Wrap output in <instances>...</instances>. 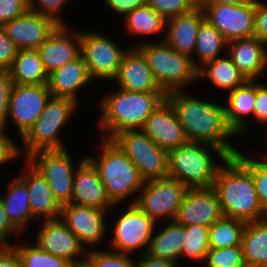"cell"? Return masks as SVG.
I'll list each match as a JSON object with an SVG mask.
<instances>
[{"label": "cell", "instance_id": "6da1fadb", "mask_svg": "<svg viewBox=\"0 0 267 267\" xmlns=\"http://www.w3.org/2000/svg\"><path fill=\"white\" fill-rule=\"evenodd\" d=\"M166 100L174 109L188 141L220 147L229 156H235L239 151L227 141L236 135L226 122L223 105L200 100L188 95L185 90L166 93Z\"/></svg>", "mask_w": 267, "mask_h": 267}, {"label": "cell", "instance_id": "7a4b0ae2", "mask_svg": "<svg viewBox=\"0 0 267 267\" xmlns=\"http://www.w3.org/2000/svg\"><path fill=\"white\" fill-rule=\"evenodd\" d=\"M223 163L213 184L223 216L246 223L267 218L251 172L235 156H229Z\"/></svg>", "mask_w": 267, "mask_h": 267}, {"label": "cell", "instance_id": "3957f363", "mask_svg": "<svg viewBox=\"0 0 267 267\" xmlns=\"http://www.w3.org/2000/svg\"><path fill=\"white\" fill-rule=\"evenodd\" d=\"M165 99L166 93L134 92L125 89L110 93L99 105V127L105 133L102 138L112 140L121 132L141 130L147 118Z\"/></svg>", "mask_w": 267, "mask_h": 267}, {"label": "cell", "instance_id": "277c9868", "mask_svg": "<svg viewBox=\"0 0 267 267\" xmlns=\"http://www.w3.org/2000/svg\"><path fill=\"white\" fill-rule=\"evenodd\" d=\"M210 147L224 162L229 155L220 147L187 141L168 151V177L177 179L188 188L213 186L220 165L213 161Z\"/></svg>", "mask_w": 267, "mask_h": 267}, {"label": "cell", "instance_id": "5b68a950", "mask_svg": "<svg viewBox=\"0 0 267 267\" xmlns=\"http://www.w3.org/2000/svg\"><path fill=\"white\" fill-rule=\"evenodd\" d=\"M101 139L100 157H86L96 167L108 197L116 205L137 194L145 181L132 160L112 140Z\"/></svg>", "mask_w": 267, "mask_h": 267}, {"label": "cell", "instance_id": "8992f818", "mask_svg": "<svg viewBox=\"0 0 267 267\" xmlns=\"http://www.w3.org/2000/svg\"><path fill=\"white\" fill-rule=\"evenodd\" d=\"M135 47L143 54L154 79L165 92L182 90L198 81V69L194 58L180 54L165 41L142 42Z\"/></svg>", "mask_w": 267, "mask_h": 267}, {"label": "cell", "instance_id": "52a82bcc", "mask_svg": "<svg viewBox=\"0 0 267 267\" xmlns=\"http://www.w3.org/2000/svg\"><path fill=\"white\" fill-rule=\"evenodd\" d=\"M75 109L77 102L72 98L50 96L39 118L21 137L26 159L39 151L66 149L59 134Z\"/></svg>", "mask_w": 267, "mask_h": 267}, {"label": "cell", "instance_id": "ba28073f", "mask_svg": "<svg viewBox=\"0 0 267 267\" xmlns=\"http://www.w3.org/2000/svg\"><path fill=\"white\" fill-rule=\"evenodd\" d=\"M112 141L132 160L145 182L168 177V152L142 130L121 132Z\"/></svg>", "mask_w": 267, "mask_h": 267}, {"label": "cell", "instance_id": "9c48e42d", "mask_svg": "<svg viewBox=\"0 0 267 267\" xmlns=\"http://www.w3.org/2000/svg\"><path fill=\"white\" fill-rule=\"evenodd\" d=\"M188 189L179 180L169 177L150 180L144 182L139 195L131 202L156 222L164 217L174 221Z\"/></svg>", "mask_w": 267, "mask_h": 267}, {"label": "cell", "instance_id": "30bf717a", "mask_svg": "<svg viewBox=\"0 0 267 267\" xmlns=\"http://www.w3.org/2000/svg\"><path fill=\"white\" fill-rule=\"evenodd\" d=\"M205 20L213 25L229 42L255 36V0L239 5L198 3Z\"/></svg>", "mask_w": 267, "mask_h": 267}, {"label": "cell", "instance_id": "8fae6325", "mask_svg": "<svg viewBox=\"0 0 267 267\" xmlns=\"http://www.w3.org/2000/svg\"><path fill=\"white\" fill-rule=\"evenodd\" d=\"M127 50L104 34L81 31V56L92 80H114Z\"/></svg>", "mask_w": 267, "mask_h": 267}, {"label": "cell", "instance_id": "7c38bea8", "mask_svg": "<svg viewBox=\"0 0 267 267\" xmlns=\"http://www.w3.org/2000/svg\"><path fill=\"white\" fill-rule=\"evenodd\" d=\"M27 160L39 171L61 206L71 203L75 165L66 149L39 151Z\"/></svg>", "mask_w": 267, "mask_h": 267}, {"label": "cell", "instance_id": "4fadbf2b", "mask_svg": "<svg viewBox=\"0 0 267 267\" xmlns=\"http://www.w3.org/2000/svg\"><path fill=\"white\" fill-rule=\"evenodd\" d=\"M155 225L156 221L154 219L131 203L115 221L110 246L114 252L127 255L128 253L130 255L133 250L143 247V252L146 253Z\"/></svg>", "mask_w": 267, "mask_h": 267}, {"label": "cell", "instance_id": "5bb4252c", "mask_svg": "<svg viewBox=\"0 0 267 267\" xmlns=\"http://www.w3.org/2000/svg\"><path fill=\"white\" fill-rule=\"evenodd\" d=\"M43 222V223H42ZM35 243L44 251L66 259L74 267L85 264L87 252L78 237L69 229L61 218L41 221ZM85 246V247H84ZM85 256H84V255ZM84 256V260L79 257Z\"/></svg>", "mask_w": 267, "mask_h": 267}, {"label": "cell", "instance_id": "9a60e30c", "mask_svg": "<svg viewBox=\"0 0 267 267\" xmlns=\"http://www.w3.org/2000/svg\"><path fill=\"white\" fill-rule=\"evenodd\" d=\"M50 96L47 85L14 84L7 122L12 119L22 137L39 118Z\"/></svg>", "mask_w": 267, "mask_h": 267}, {"label": "cell", "instance_id": "2e32d148", "mask_svg": "<svg viewBox=\"0 0 267 267\" xmlns=\"http://www.w3.org/2000/svg\"><path fill=\"white\" fill-rule=\"evenodd\" d=\"M222 216L215 188L197 187L188 189L175 221L184 226L199 224L211 227Z\"/></svg>", "mask_w": 267, "mask_h": 267}, {"label": "cell", "instance_id": "e0dca14e", "mask_svg": "<svg viewBox=\"0 0 267 267\" xmlns=\"http://www.w3.org/2000/svg\"><path fill=\"white\" fill-rule=\"evenodd\" d=\"M105 210L68 203L62 206L60 218L84 245L96 246L107 232ZM104 235V236H103Z\"/></svg>", "mask_w": 267, "mask_h": 267}, {"label": "cell", "instance_id": "ac0fdd59", "mask_svg": "<svg viewBox=\"0 0 267 267\" xmlns=\"http://www.w3.org/2000/svg\"><path fill=\"white\" fill-rule=\"evenodd\" d=\"M58 26L50 18L29 9L24 15L5 23L2 27L17 49L21 50L38 49Z\"/></svg>", "mask_w": 267, "mask_h": 267}, {"label": "cell", "instance_id": "d6986e66", "mask_svg": "<svg viewBox=\"0 0 267 267\" xmlns=\"http://www.w3.org/2000/svg\"><path fill=\"white\" fill-rule=\"evenodd\" d=\"M71 203L105 211L116 206L108 197L99 172L87 157H82L75 169Z\"/></svg>", "mask_w": 267, "mask_h": 267}, {"label": "cell", "instance_id": "ffe728a7", "mask_svg": "<svg viewBox=\"0 0 267 267\" xmlns=\"http://www.w3.org/2000/svg\"><path fill=\"white\" fill-rule=\"evenodd\" d=\"M141 130L167 152L188 141L174 109L166 99L151 113Z\"/></svg>", "mask_w": 267, "mask_h": 267}, {"label": "cell", "instance_id": "44dd1931", "mask_svg": "<svg viewBox=\"0 0 267 267\" xmlns=\"http://www.w3.org/2000/svg\"><path fill=\"white\" fill-rule=\"evenodd\" d=\"M37 50L49 75L81 55V32L58 26Z\"/></svg>", "mask_w": 267, "mask_h": 267}, {"label": "cell", "instance_id": "7402d4cb", "mask_svg": "<svg viewBox=\"0 0 267 267\" xmlns=\"http://www.w3.org/2000/svg\"><path fill=\"white\" fill-rule=\"evenodd\" d=\"M120 89L134 92L165 93L158 85L143 54L135 47L128 49L122 58L115 79Z\"/></svg>", "mask_w": 267, "mask_h": 267}, {"label": "cell", "instance_id": "603a6c76", "mask_svg": "<svg viewBox=\"0 0 267 267\" xmlns=\"http://www.w3.org/2000/svg\"><path fill=\"white\" fill-rule=\"evenodd\" d=\"M204 19V11L200 5L190 12L170 17L166 19L167 33L161 40L180 54L192 58L198 30Z\"/></svg>", "mask_w": 267, "mask_h": 267}, {"label": "cell", "instance_id": "cb8c5ba5", "mask_svg": "<svg viewBox=\"0 0 267 267\" xmlns=\"http://www.w3.org/2000/svg\"><path fill=\"white\" fill-rule=\"evenodd\" d=\"M23 174L18 176L27 186L29 193V203L32 214L35 218L42 220L58 219L61 216L62 206L54 198L47 181L39 171L26 160Z\"/></svg>", "mask_w": 267, "mask_h": 267}, {"label": "cell", "instance_id": "d4e9b609", "mask_svg": "<svg viewBox=\"0 0 267 267\" xmlns=\"http://www.w3.org/2000/svg\"><path fill=\"white\" fill-rule=\"evenodd\" d=\"M228 55L247 80H257L267 69V45L256 36L228 42Z\"/></svg>", "mask_w": 267, "mask_h": 267}, {"label": "cell", "instance_id": "484cf974", "mask_svg": "<svg viewBox=\"0 0 267 267\" xmlns=\"http://www.w3.org/2000/svg\"><path fill=\"white\" fill-rule=\"evenodd\" d=\"M91 81L87 66L80 55L49 74L47 86L51 96L68 97L77 102L78 91Z\"/></svg>", "mask_w": 267, "mask_h": 267}, {"label": "cell", "instance_id": "4316f807", "mask_svg": "<svg viewBox=\"0 0 267 267\" xmlns=\"http://www.w3.org/2000/svg\"><path fill=\"white\" fill-rule=\"evenodd\" d=\"M256 81L247 80L240 87L229 92L228 106L225 107V118L234 134L241 135L246 131L247 117L253 116L256 100Z\"/></svg>", "mask_w": 267, "mask_h": 267}, {"label": "cell", "instance_id": "83f0119b", "mask_svg": "<svg viewBox=\"0 0 267 267\" xmlns=\"http://www.w3.org/2000/svg\"><path fill=\"white\" fill-rule=\"evenodd\" d=\"M8 194L0 199L11 225L19 232L25 230L29 221L35 217L29 203V193L26 184L17 176L8 184Z\"/></svg>", "mask_w": 267, "mask_h": 267}, {"label": "cell", "instance_id": "f1b7e54d", "mask_svg": "<svg viewBox=\"0 0 267 267\" xmlns=\"http://www.w3.org/2000/svg\"><path fill=\"white\" fill-rule=\"evenodd\" d=\"M162 228L159 233H153L146 254L178 263L185 246V226L174 220Z\"/></svg>", "mask_w": 267, "mask_h": 267}, {"label": "cell", "instance_id": "f546056e", "mask_svg": "<svg viewBox=\"0 0 267 267\" xmlns=\"http://www.w3.org/2000/svg\"><path fill=\"white\" fill-rule=\"evenodd\" d=\"M241 246L246 267H267V218L246 223Z\"/></svg>", "mask_w": 267, "mask_h": 267}, {"label": "cell", "instance_id": "4dcf8cb0", "mask_svg": "<svg viewBox=\"0 0 267 267\" xmlns=\"http://www.w3.org/2000/svg\"><path fill=\"white\" fill-rule=\"evenodd\" d=\"M9 71L14 84L47 85L48 82V74L37 49L18 50Z\"/></svg>", "mask_w": 267, "mask_h": 267}, {"label": "cell", "instance_id": "1f68e13d", "mask_svg": "<svg viewBox=\"0 0 267 267\" xmlns=\"http://www.w3.org/2000/svg\"><path fill=\"white\" fill-rule=\"evenodd\" d=\"M198 78H207L213 82L214 86L220 89H228L229 92L244 84L247 79L239 71L231 58L217 57L206 63L198 70Z\"/></svg>", "mask_w": 267, "mask_h": 267}, {"label": "cell", "instance_id": "d6a6232c", "mask_svg": "<svg viewBox=\"0 0 267 267\" xmlns=\"http://www.w3.org/2000/svg\"><path fill=\"white\" fill-rule=\"evenodd\" d=\"M228 41L225 37L207 20H203L198 30L194 53L198 60L195 67L199 70L206 63L220 57ZM223 48V50H222Z\"/></svg>", "mask_w": 267, "mask_h": 267}, {"label": "cell", "instance_id": "836d02e7", "mask_svg": "<svg viewBox=\"0 0 267 267\" xmlns=\"http://www.w3.org/2000/svg\"><path fill=\"white\" fill-rule=\"evenodd\" d=\"M246 222L222 216L208 230L210 249L241 246Z\"/></svg>", "mask_w": 267, "mask_h": 267}, {"label": "cell", "instance_id": "e575fe53", "mask_svg": "<svg viewBox=\"0 0 267 267\" xmlns=\"http://www.w3.org/2000/svg\"><path fill=\"white\" fill-rule=\"evenodd\" d=\"M124 17L127 31L133 36L156 34L166 27V19L147 3L135 8Z\"/></svg>", "mask_w": 267, "mask_h": 267}, {"label": "cell", "instance_id": "d590c367", "mask_svg": "<svg viewBox=\"0 0 267 267\" xmlns=\"http://www.w3.org/2000/svg\"><path fill=\"white\" fill-rule=\"evenodd\" d=\"M12 245L19 254L22 267H74L64 258L42 250L36 243L31 246Z\"/></svg>", "mask_w": 267, "mask_h": 267}, {"label": "cell", "instance_id": "8d00e7d4", "mask_svg": "<svg viewBox=\"0 0 267 267\" xmlns=\"http://www.w3.org/2000/svg\"><path fill=\"white\" fill-rule=\"evenodd\" d=\"M208 230L199 224L185 226V246L182 249L181 256L185 255L195 261H204L210 250L208 244Z\"/></svg>", "mask_w": 267, "mask_h": 267}, {"label": "cell", "instance_id": "74e56055", "mask_svg": "<svg viewBox=\"0 0 267 267\" xmlns=\"http://www.w3.org/2000/svg\"><path fill=\"white\" fill-rule=\"evenodd\" d=\"M235 157L251 172L260 204L267 213V160L251 159L241 151Z\"/></svg>", "mask_w": 267, "mask_h": 267}, {"label": "cell", "instance_id": "f35d334b", "mask_svg": "<svg viewBox=\"0 0 267 267\" xmlns=\"http://www.w3.org/2000/svg\"><path fill=\"white\" fill-rule=\"evenodd\" d=\"M88 248L86 254V267H135V260L131 255L114 251H101Z\"/></svg>", "mask_w": 267, "mask_h": 267}, {"label": "cell", "instance_id": "ab89813d", "mask_svg": "<svg viewBox=\"0 0 267 267\" xmlns=\"http://www.w3.org/2000/svg\"><path fill=\"white\" fill-rule=\"evenodd\" d=\"M205 261L206 267H246L242 246L210 249Z\"/></svg>", "mask_w": 267, "mask_h": 267}, {"label": "cell", "instance_id": "60d3db41", "mask_svg": "<svg viewBox=\"0 0 267 267\" xmlns=\"http://www.w3.org/2000/svg\"><path fill=\"white\" fill-rule=\"evenodd\" d=\"M147 4L165 19L190 12L198 5L195 0H147Z\"/></svg>", "mask_w": 267, "mask_h": 267}, {"label": "cell", "instance_id": "b9f144b4", "mask_svg": "<svg viewBox=\"0 0 267 267\" xmlns=\"http://www.w3.org/2000/svg\"><path fill=\"white\" fill-rule=\"evenodd\" d=\"M68 0H29L30 9L44 17L50 18L59 26H66L60 16L64 4ZM38 5V6H37Z\"/></svg>", "mask_w": 267, "mask_h": 267}, {"label": "cell", "instance_id": "7bdbcfd3", "mask_svg": "<svg viewBox=\"0 0 267 267\" xmlns=\"http://www.w3.org/2000/svg\"><path fill=\"white\" fill-rule=\"evenodd\" d=\"M14 81L9 70H0V129L7 126V115Z\"/></svg>", "mask_w": 267, "mask_h": 267}, {"label": "cell", "instance_id": "ee69618b", "mask_svg": "<svg viewBox=\"0 0 267 267\" xmlns=\"http://www.w3.org/2000/svg\"><path fill=\"white\" fill-rule=\"evenodd\" d=\"M29 9V0H0V26L24 15Z\"/></svg>", "mask_w": 267, "mask_h": 267}, {"label": "cell", "instance_id": "f6af8a7d", "mask_svg": "<svg viewBox=\"0 0 267 267\" xmlns=\"http://www.w3.org/2000/svg\"><path fill=\"white\" fill-rule=\"evenodd\" d=\"M17 51V47L7 36L5 29L0 26V70L11 68Z\"/></svg>", "mask_w": 267, "mask_h": 267}, {"label": "cell", "instance_id": "bcb514c9", "mask_svg": "<svg viewBox=\"0 0 267 267\" xmlns=\"http://www.w3.org/2000/svg\"><path fill=\"white\" fill-rule=\"evenodd\" d=\"M253 120L267 125V85L256 83V100L253 110Z\"/></svg>", "mask_w": 267, "mask_h": 267}, {"label": "cell", "instance_id": "7dc6e473", "mask_svg": "<svg viewBox=\"0 0 267 267\" xmlns=\"http://www.w3.org/2000/svg\"><path fill=\"white\" fill-rule=\"evenodd\" d=\"M5 129H0V166L8 163L9 161L16 158L18 155H22L19 151L17 144L14 143L13 139L5 133Z\"/></svg>", "mask_w": 267, "mask_h": 267}, {"label": "cell", "instance_id": "c3c4849f", "mask_svg": "<svg viewBox=\"0 0 267 267\" xmlns=\"http://www.w3.org/2000/svg\"><path fill=\"white\" fill-rule=\"evenodd\" d=\"M255 36L267 45V5L255 0Z\"/></svg>", "mask_w": 267, "mask_h": 267}, {"label": "cell", "instance_id": "681fc988", "mask_svg": "<svg viewBox=\"0 0 267 267\" xmlns=\"http://www.w3.org/2000/svg\"><path fill=\"white\" fill-rule=\"evenodd\" d=\"M105 3L116 15L118 13L125 16L135 8L147 3V0H105Z\"/></svg>", "mask_w": 267, "mask_h": 267}, {"label": "cell", "instance_id": "f907efd6", "mask_svg": "<svg viewBox=\"0 0 267 267\" xmlns=\"http://www.w3.org/2000/svg\"><path fill=\"white\" fill-rule=\"evenodd\" d=\"M13 233L19 234V232L9 222L3 207V203L0 199V240H2L8 247L12 246L8 238L9 235Z\"/></svg>", "mask_w": 267, "mask_h": 267}, {"label": "cell", "instance_id": "816d5d0a", "mask_svg": "<svg viewBox=\"0 0 267 267\" xmlns=\"http://www.w3.org/2000/svg\"><path fill=\"white\" fill-rule=\"evenodd\" d=\"M142 258L135 262V267H177V263L163 258L142 253Z\"/></svg>", "mask_w": 267, "mask_h": 267}, {"label": "cell", "instance_id": "f5cc1de1", "mask_svg": "<svg viewBox=\"0 0 267 267\" xmlns=\"http://www.w3.org/2000/svg\"><path fill=\"white\" fill-rule=\"evenodd\" d=\"M0 267H22L19 254L12 246L0 254Z\"/></svg>", "mask_w": 267, "mask_h": 267}, {"label": "cell", "instance_id": "db71d44e", "mask_svg": "<svg viewBox=\"0 0 267 267\" xmlns=\"http://www.w3.org/2000/svg\"><path fill=\"white\" fill-rule=\"evenodd\" d=\"M248 1L251 0H201L199 3H216V4L228 3V4L239 5Z\"/></svg>", "mask_w": 267, "mask_h": 267}, {"label": "cell", "instance_id": "11a10c76", "mask_svg": "<svg viewBox=\"0 0 267 267\" xmlns=\"http://www.w3.org/2000/svg\"><path fill=\"white\" fill-rule=\"evenodd\" d=\"M8 246L0 240V254L7 248Z\"/></svg>", "mask_w": 267, "mask_h": 267}, {"label": "cell", "instance_id": "9f6ffc18", "mask_svg": "<svg viewBox=\"0 0 267 267\" xmlns=\"http://www.w3.org/2000/svg\"><path fill=\"white\" fill-rule=\"evenodd\" d=\"M266 126H267V125H266ZM266 129H267V127H266ZM262 157H263V159H266V160H267V153L264 154Z\"/></svg>", "mask_w": 267, "mask_h": 267}]
</instances>
